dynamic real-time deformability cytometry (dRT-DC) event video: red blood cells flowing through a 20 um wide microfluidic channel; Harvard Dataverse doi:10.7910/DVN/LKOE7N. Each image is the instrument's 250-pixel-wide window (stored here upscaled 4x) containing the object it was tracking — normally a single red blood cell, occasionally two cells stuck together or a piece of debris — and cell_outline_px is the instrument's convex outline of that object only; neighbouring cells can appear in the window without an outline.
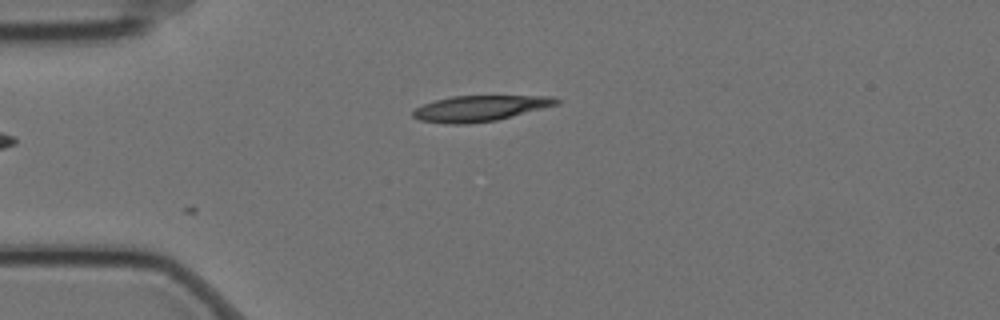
{"species": "Egyptian fruit bat (a non-hibernating species)", "species_latin": "Rousettus aegyptiacus", "temperature_condition": "cold", "stored_images_in_passage": 1, "camera_frame_rate_fps": 3000, "um_per_image_px": 0.085, "animal": {"sex": "female"}, "frame": {"image": 1, "passage_image": 1, "time_ms": 0.0, "image_size_px": [1000, 320], "cell_outline_px": [[560, 100], [556, 104], [512, 116], [496, 120], [468, 124], [448, 124], [420, 120], [412, 116], [412, 112], [416, 108], [424, 104], [436, 100], [452, 96], [552, 96]], "centroid_in_image_um": [40.75, 9.21], "position_along_channel_um": 44.3, "area_um2": 21.15}}